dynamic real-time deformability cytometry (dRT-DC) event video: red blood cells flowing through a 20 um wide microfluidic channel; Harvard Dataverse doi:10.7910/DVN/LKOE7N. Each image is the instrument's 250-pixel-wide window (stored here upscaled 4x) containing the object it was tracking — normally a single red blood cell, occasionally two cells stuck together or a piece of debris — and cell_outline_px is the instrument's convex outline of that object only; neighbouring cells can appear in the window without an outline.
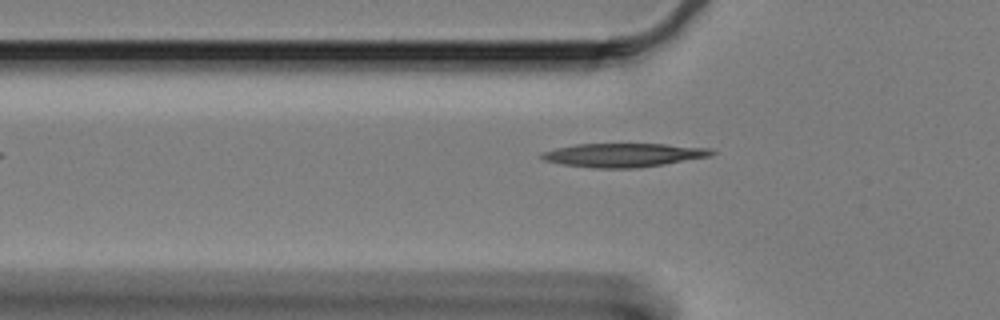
{"species": "Egyptian fruit bat (a non-hibernating species)", "species_latin": "Rousettus aegyptiacus", "temperature_condition": "cold", "stored_images_in_passage": 36, "camera_frame_rate_fps": 3000, "um_per_image_px": 0.085, "animal": {"sex": "female"}, "frame": {"image": 1, "passage_image": 3, "time_ms": 0.667, "image_size_px": [1000, 320], "cell_outline_px": [[716, 152], [708, 156], [664, 164], [640, 168], [596, 168], [564, 164], [544, 160], [540, 156], [540, 152], [556, 148], [576, 144], [668, 144], [708, 148]], "centroid_in_image_um": [52.97, 13.17], "position_along_channel_um": 72.8, "area_um2": 23.29}}
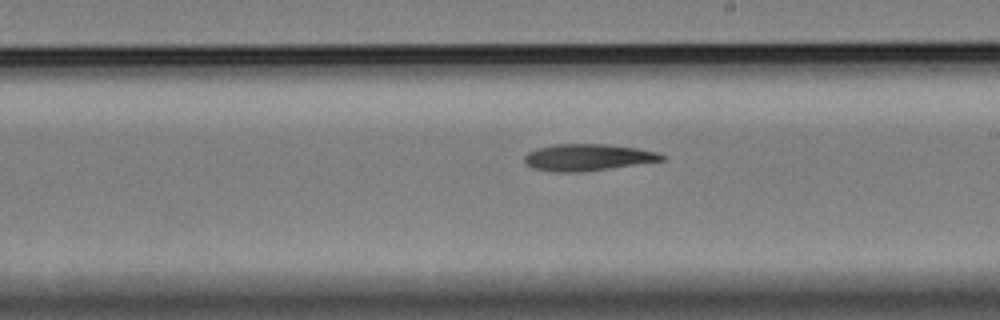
{"frame": {"image": 2, "passage_image": 18, "time_ms": 5.667, "image_size_px": [1000, 320], "cell_outline_px": [[668, 156], [664, 160], [580, 172], [552, 172], [532, 168], [524, 160], [524, 156], [528, 152], [536, 148], [552, 144], [608, 144], [636, 148], [656, 152]], "centroid_in_image_um": [49.92, 13.37], "position_along_channel_um": 239.1, "area_um2": 21.33}}
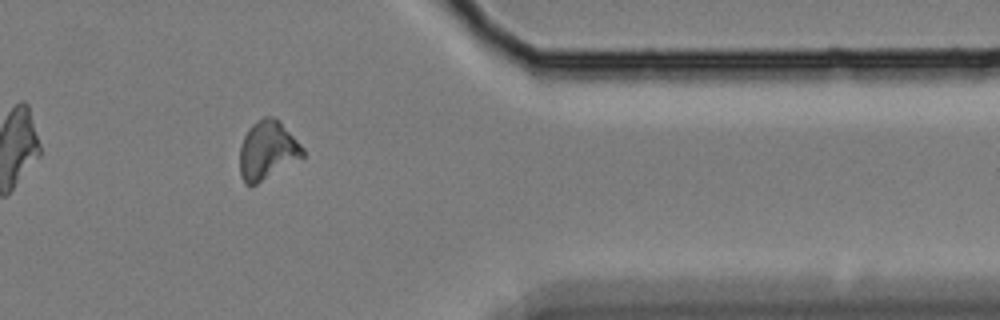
{"frame": {"image": 3, "passage_image": 33, "time_ms": 10.667, "image_size_px": [1000, 320], "cell_outline_px": [[304, 156], [256, 184], [248, 184], [240, 176], [240, 144], [248, 128], [252, 124], [264, 116], [272, 116], [280, 120], [304, 148]], "centroid_in_image_um": [22.73, 12.73], "position_along_channel_um": 388.7, "area_um2": 21.33}}